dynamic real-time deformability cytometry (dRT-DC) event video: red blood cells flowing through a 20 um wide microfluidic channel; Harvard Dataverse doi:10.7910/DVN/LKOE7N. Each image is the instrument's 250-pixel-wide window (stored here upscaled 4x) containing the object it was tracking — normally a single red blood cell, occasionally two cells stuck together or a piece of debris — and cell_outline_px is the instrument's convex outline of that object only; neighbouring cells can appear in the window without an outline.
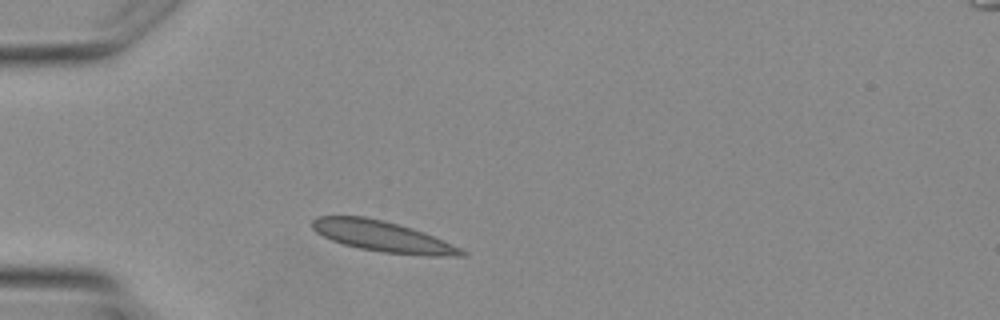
{"species": "Egyptian fruit bat (a non-hibernating species)", "species_latin": "Rousettus aegyptiacus", "temperature_condition": "warm", "stored_images_in_passage": 1, "camera_frame_rate_fps": 3000, "um_per_image_px": 0.085, "animal": {"sex": "female"}, "frame": {"image": 1, "passage_image": 1, "time_ms": 0.0, "image_size_px": [1000, 320], "cell_outline_px": [[468, 252], [464, 256], [428, 256], [384, 252], [360, 248], [344, 244], [332, 240], [316, 232], [312, 228], [312, 220], [316, 216], [364, 216], [384, 220], [412, 228], [424, 232], [460, 248]], "centroid_in_image_um": [32.52, 20.09], "position_along_channel_um": 52.5, "area_um2": 26.53}}